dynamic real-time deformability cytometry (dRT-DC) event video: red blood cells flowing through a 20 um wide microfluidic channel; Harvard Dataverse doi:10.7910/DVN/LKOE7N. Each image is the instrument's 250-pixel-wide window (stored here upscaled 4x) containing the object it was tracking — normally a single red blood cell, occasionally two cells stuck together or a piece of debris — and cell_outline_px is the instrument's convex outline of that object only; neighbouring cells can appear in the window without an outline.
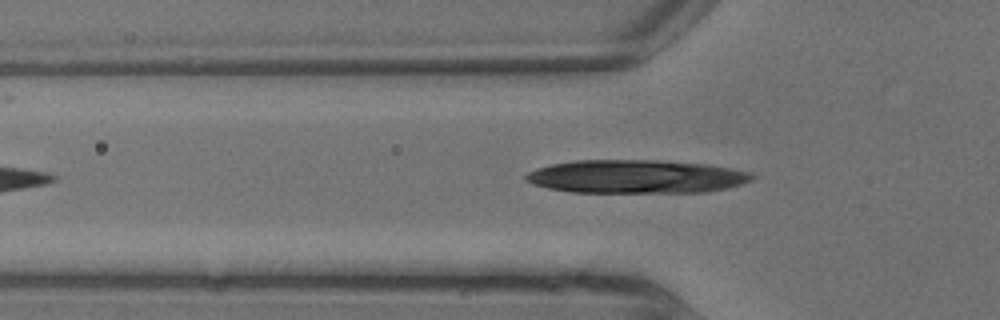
{"species": "common noctule bat (a hibernating species)", "species_latin": "Nyctalus noctula", "temperature_condition": "warm", "stored_images_in_passage": 6, "camera_frame_rate_fps": 3000, "um_per_image_px": 0.085, "animal": {"sex": "male", "body_mass_g": 13.3}, "frame": {"image": 1, "passage_image": 6, "time_ms": 1.667, "image_size_px": [1000, 320], "cell_outline_px": [[744, 176], [740, 180], [728, 184], [708, 188], [636, 192], [584, 192], [556, 188], [540, 184], [532, 180], [528, 176], [544, 168], [560, 164], [680, 164], [708, 168], [728, 172]], "centroid_in_image_um": [53.67, 15.09], "position_along_channel_um": 72.1, "area_um2": 34.85}}